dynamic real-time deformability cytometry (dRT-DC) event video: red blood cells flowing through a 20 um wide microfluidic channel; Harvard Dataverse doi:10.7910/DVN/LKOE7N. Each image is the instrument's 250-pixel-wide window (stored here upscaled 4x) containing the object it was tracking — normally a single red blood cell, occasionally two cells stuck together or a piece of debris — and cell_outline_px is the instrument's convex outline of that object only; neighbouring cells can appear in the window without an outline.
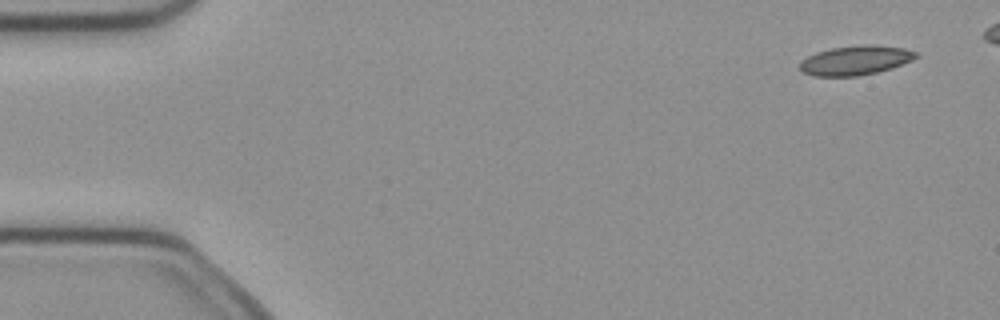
{"species": "common noctule bat (a hibernating species)", "species_latin": "Nyctalus noctula", "temperature_condition": "cold", "stored_images_in_passage": 4, "camera_frame_rate_fps": 3000, "um_per_image_px": 0.085, "animal": {"sex": "female", "body_mass_g": 21.9}, "frame": {"image": 1, "passage_image": 1, "time_ms": 0.0, "image_size_px": [1000, 320], "cell_outline_px": [[920, 56], [912, 60], [892, 68], [876, 72], [856, 76], [812, 76], [804, 72], [800, 68], [800, 60], [816, 52], [832, 48], [860, 44], [876, 44], [904, 48], [916, 52]], "centroid_in_image_um": [72.73, 5.11], "position_along_channel_um": 12.3, "area_um2": 20.0}}